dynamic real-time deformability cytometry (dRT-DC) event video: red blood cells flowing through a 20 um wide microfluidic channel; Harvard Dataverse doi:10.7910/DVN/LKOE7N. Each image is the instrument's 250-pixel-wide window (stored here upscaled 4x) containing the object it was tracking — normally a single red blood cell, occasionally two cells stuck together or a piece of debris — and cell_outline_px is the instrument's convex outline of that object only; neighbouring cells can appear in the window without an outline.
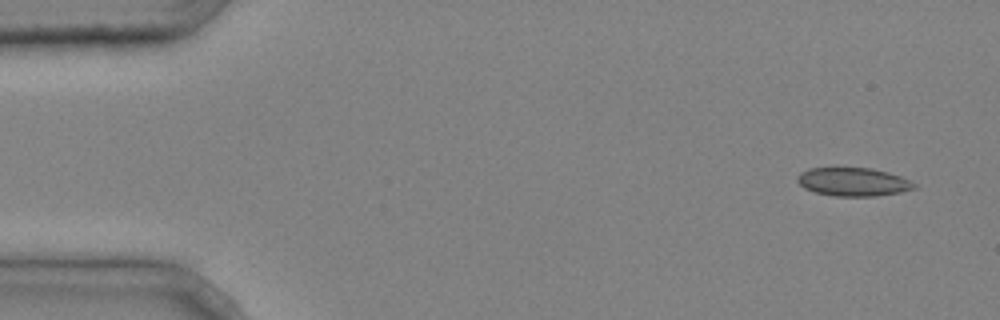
{"species": "common noctule bat (a hibernating species)", "species_latin": "Nyctalus noctula", "temperature_condition": "cold", "stored_images_in_passage": 4, "camera_frame_rate_fps": 3000, "um_per_image_px": 0.085, "animal": {"sex": "male", "body_mass_g": 20.4}, "frame": {"image": 1, "passage_image": 1, "time_ms": 0.0, "image_size_px": [1000, 320], "cell_outline_px": [[916, 188], [900, 192], [876, 196], [832, 196], [816, 192], [804, 188], [796, 180], [796, 176], [808, 168], [872, 168], [888, 172], [900, 176], [916, 184]], "centroid_in_image_um": [72.5, 15.46], "position_along_channel_um": 12.5, "area_um2": 19.31}}
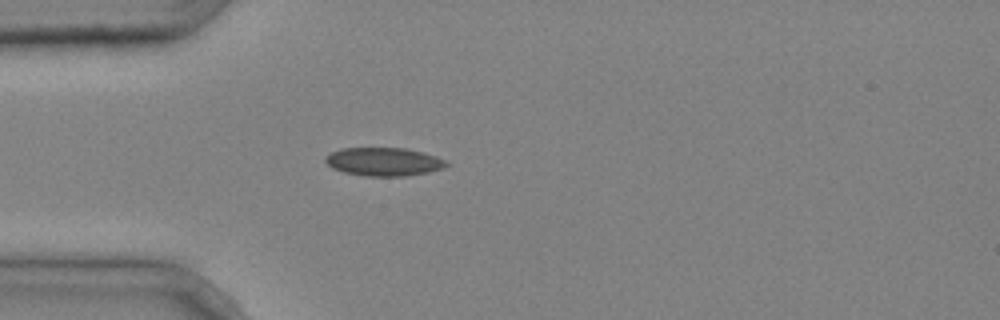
{"frame": {"image": 2, "passage_image": 4, "time_ms": 1.0, "image_size_px": [1000, 320], "cell_outline_px": [[448, 164], [444, 168], [428, 172], [404, 176], [364, 176], [344, 172], [332, 168], [324, 160], [324, 156], [340, 148], [404, 148], [424, 152], [436, 156], [444, 160]], "centroid_in_image_um": [32.6, 13.74], "position_along_channel_um": 52.4, "area_um2": 20.0}}